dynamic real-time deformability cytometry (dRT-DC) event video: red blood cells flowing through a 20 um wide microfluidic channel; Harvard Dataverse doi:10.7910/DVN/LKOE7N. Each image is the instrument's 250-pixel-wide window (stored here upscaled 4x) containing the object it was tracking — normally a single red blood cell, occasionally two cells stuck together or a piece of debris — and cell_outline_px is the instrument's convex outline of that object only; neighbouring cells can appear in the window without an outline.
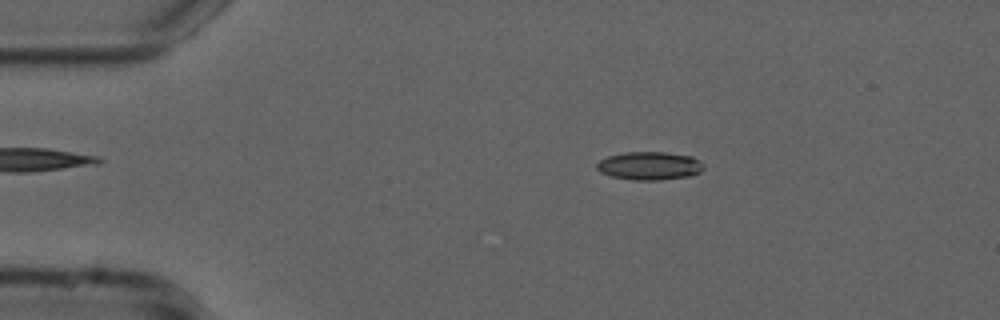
{"species": "common noctule bat (a hibernating species)", "species_latin": "Nyctalus noctula", "temperature_condition": "cold", "stored_images_in_passage": 54, "camera_frame_rate_fps": 3000, "um_per_image_px": 0.085, "animal": {"sex": "male", "forearm_length_mm": 52.5}, "frame": {"image": 1, "passage_image": 10, "time_ms": 3.0, "image_size_px": [1000, 320], "cell_outline_px": [[704, 168], [700, 172], [692, 176], [660, 180], [632, 180], [612, 176], [600, 172], [596, 168], [596, 164], [600, 160], [608, 156], [624, 152], [664, 152], [692, 156], [700, 160], [704, 164]], "centroid_in_image_um": [55.24, 14.09], "position_along_channel_um": 29.8, "area_um2": 17.74}}
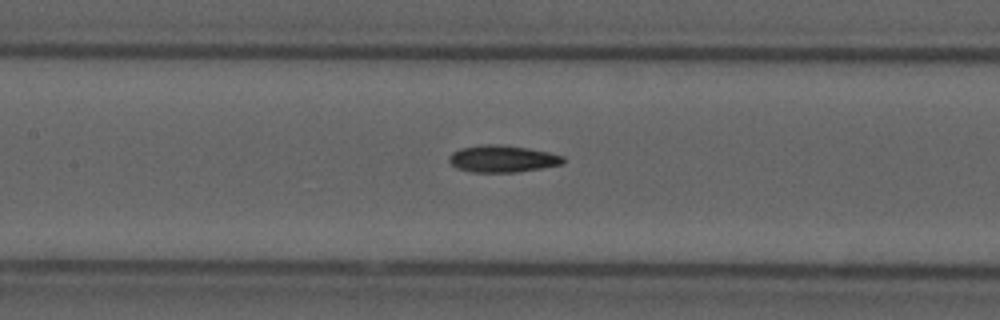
{"frame": {"image": 2, "passage_image": 25, "time_ms": 8.0, "image_size_px": [1000, 320], "cell_outline_px": [[564, 164], [516, 172], [472, 172], [456, 168], [448, 160], [448, 156], [452, 152], [460, 148], [480, 144], [496, 144], [528, 148], [548, 152], [564, 156]], "centroid_in_image_um": [42.68, 13.49], "position_along_channel_um": 164.7, "area_um2": 17.98}}
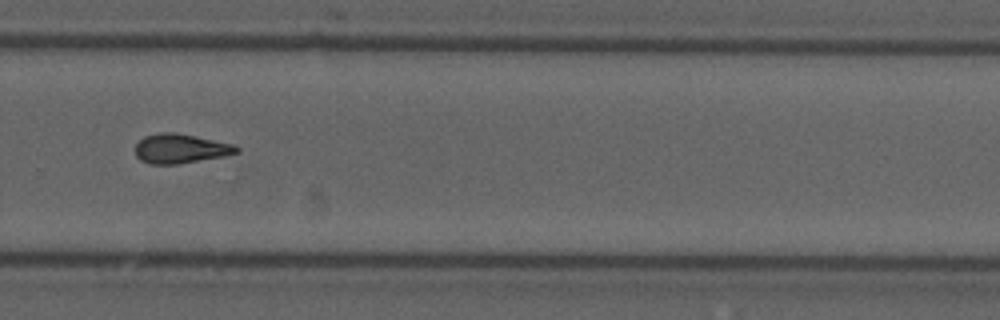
{"frame": {"image": 3, "passage_image": 37, "time_ms": 12.0, "image_size_px": [1000, 320], "cell_outline_px": [[240, 152], [224, 156], [176, 164], [148, 164], [140, 160], [136, 156], [136, 144], [144, 136], [160, 132], [176, 132], [236, 144], [240, 148]], "centroid_in_image_um": [15.36, 12.62], "position_along_channel_um": 314.4, "area_um2": 17.51}, "authors_computed_cell_mechanics": {"area_um2": 17.1955, "velocity_mm_per_s": 3.7667, "shape_relaxation_time_tau1_ms": null, "shape_relaxation_time_tau2_ms": 5.2381, "deformation_change_tau1": null, "deformation_change_tau2": 0.1419}}